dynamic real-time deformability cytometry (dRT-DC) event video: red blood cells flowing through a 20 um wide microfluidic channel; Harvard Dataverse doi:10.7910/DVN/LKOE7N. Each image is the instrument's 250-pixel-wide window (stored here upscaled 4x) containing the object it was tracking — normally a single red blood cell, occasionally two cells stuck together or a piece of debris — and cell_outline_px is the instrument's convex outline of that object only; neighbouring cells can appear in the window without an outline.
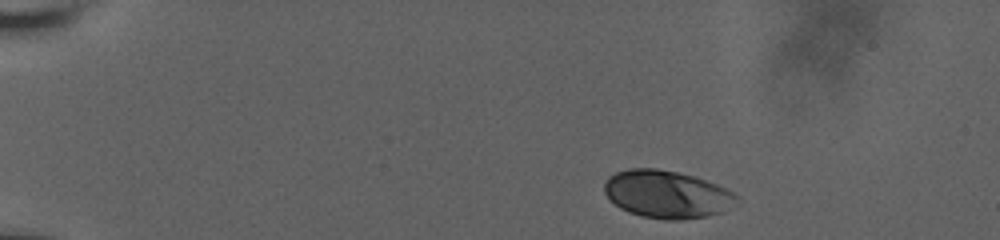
{"species": "human", "species_latin": "Homo sapiens", "temperature_condition": "room temperature", "stored_images_in_passage": 48, "camera_frame_rate_fps": 3000, "um_per_image_px": 0.085, "donor": {"sex": "male"}, "frame": {"image": 1, "passage_image": 1, "time_ms": 0.0, "image_size_px": [1000, 240], "cell_outline_px": [[740, 200], [720, 212], [708, 216], [680, 220], [664, 220], [640, 216], [628, 212], [620, 208], [604, 192], [604, 184], [608, 176], [616, 172], [628, 168], [656, 168], [676, 172], [692, 176], [728, 188], [736, 192], [740, 196]], "centroid_in_image_um": [56.69, 16.51], "position_along_channel_um": 28.3, "area_um2": 36.88}}
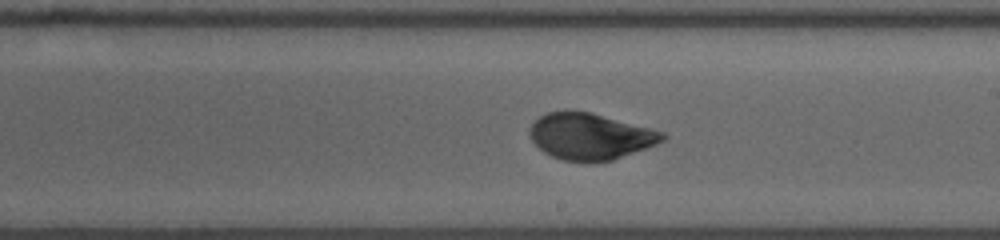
{"frame": {"image": 2, "passage_image": 26, "time_ms": 8.333, "image_size_px": [1000, 240], "cell_outline_px": [[668, 136], [664, 140], [656, 144], [612, 160], [560, 160], [544, 152], [532, 140], [528, 132], [528, 128], [540, 116], [548, 112], [592, 112], [664, 132]], "centroid_in_image_um": [50.17, 11.58], "position_along_channel_um": 238.8, "area_um2": 35.14}}
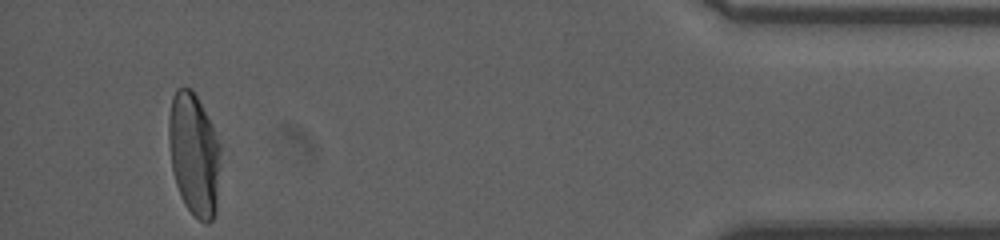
{"frame": {"image": 3, "passage_image": 45, "time_ms": 14.667, "image_size_px": [1000, 240], "cell_outline_px": [[220, 164], [216, 212], [212, 220], [208, 224], [204, 224], [184, 204], [180, 196], [176, 184], [172, 168], [168, 136], [168, 116], [172, 96], [176, 88], [192, 88], [212, 124], [220, 144]], "centroid_in_image_um": [16.5, 13.1], "position_along_channel_um": 418.7, "area_um2": 37.28}, "authors_computed_cell_mechanics": {"area_um2": 35.7493, "velocity_mm_per_s": 3.7602, "shape_relaxation_time_tau1_ms": 4.2098, "shape_relaxation_time_tau2_ms": 0.6346, "deformation_change_tau1": 0.1567, "deformation_change_tau2": 0.0488}}